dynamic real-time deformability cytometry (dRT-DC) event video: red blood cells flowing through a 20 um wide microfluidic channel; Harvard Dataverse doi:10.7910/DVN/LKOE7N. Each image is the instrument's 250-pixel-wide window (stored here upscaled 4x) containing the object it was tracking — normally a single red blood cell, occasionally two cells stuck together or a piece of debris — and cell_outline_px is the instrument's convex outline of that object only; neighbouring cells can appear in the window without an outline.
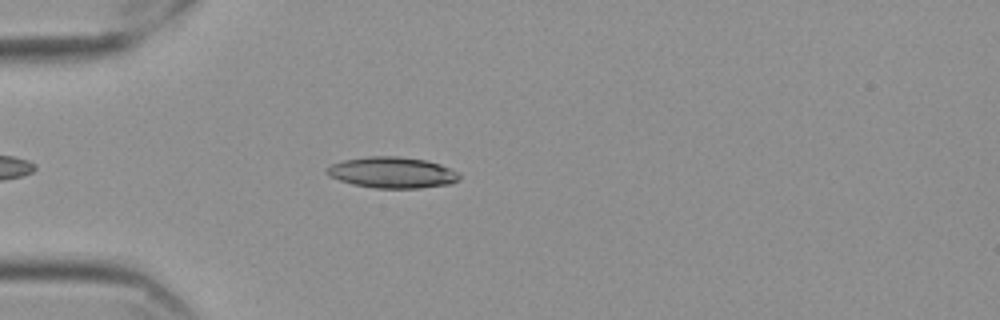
{"species": "Egyptian fruit bat (a non-hibernating species)", "species_latin": "Rousettus aegyptiacus", "temperature_condition": "cold", "stored_images_in_passage": 42, "camera_frame_rate_fps": 3000, "um_per_image_px": 0.085, "frame": {"image": 1, "passage_image": 1, "time_ms": 0.0, "image_size_px": [1000, 320], "cell_outline_px": [[460, 176], [452, 184], [420, 188], [376, 188], [352, 184], [328, 176], [324, 172], [332, 164], [344, 160], [368, 156], [396, 156], [424, 160], [440, 164], [456, 172]], "centroid_in_image_um": [33.31, 14.67], "position_along_channel_um": 51.7, "area_um2": 23.81}}
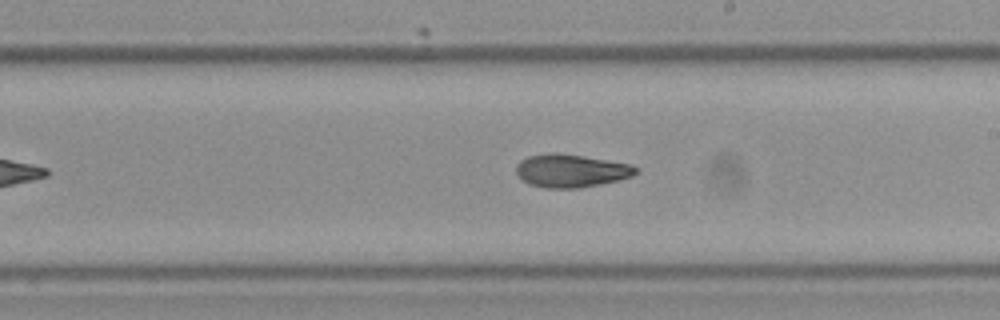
{"frame": {"image": 2, "passage_image": 18, "time_ms": 5.667, "image_size_px": [1000, 320], "cell_outline_px": [[636, 172], [632, 176], [620, 180], [580, 188], [544, 188], [528, 184], [516, 172], [516, 164], [520, 160], [528, 156], [552, 152], [556, 152], [584, 156], [628, 164], [636, 168]], "centroid_in_image_um": [48.49, 14.51], "position_along_channel_um": 240.5, "area_um2": 22.95}}
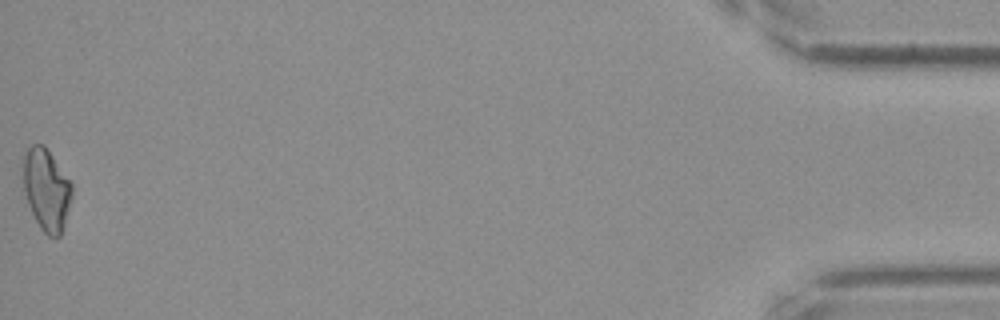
{"frame": {"image": 3, "passage_image": 42, "time_ms": 13.667, "image_size_px": [1000, 320], "cell_outline_px": [[72, 196], [64, 224], [60, 236], [48, 236], [40, 228], [28, 204], [24, 188], [20, 156], [32, 144], [44, 144], [72, 184]], "centroid_in_image_um": [3.9, 16.06], "position_along_channel_um": 431.3, "area_um2": 23.35}, "authors_computed_cell_mechanics": {"area_um2": 22.9177, "velocity_mm_per_s": 3.5479, "shape_relaxation_time_tau1_ms": 6.4511, "shape_relaxation_time_tau2_ms": 5.4627, "deformation_change_tau1": 0.1526, "deformation_change_tau2": 0.1148}}